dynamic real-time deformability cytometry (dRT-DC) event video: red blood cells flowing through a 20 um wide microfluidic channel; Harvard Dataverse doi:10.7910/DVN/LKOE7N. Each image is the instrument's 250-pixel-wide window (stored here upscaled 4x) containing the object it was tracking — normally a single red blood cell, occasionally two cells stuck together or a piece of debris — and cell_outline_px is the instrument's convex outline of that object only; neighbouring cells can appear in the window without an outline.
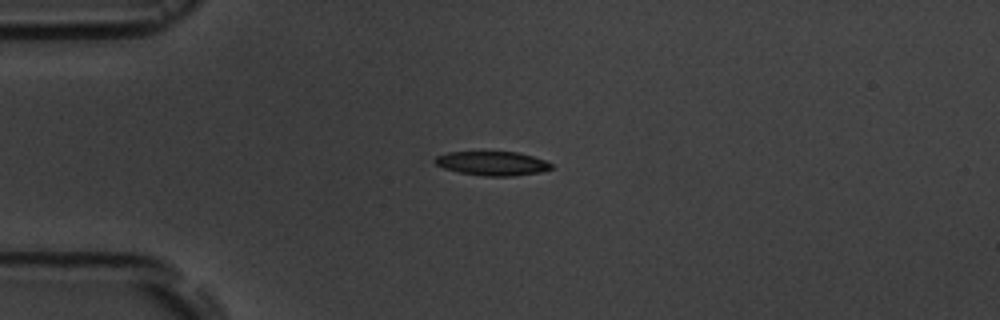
{"species": "common noctule bat (a hibernating species)", "species_latin": "Nyctalus noctula", "temperature_condition": "room temperature", "stored_images_in_passage": 3, "camera_frame_rate_fps": 3000, "um_per_image_px": 0.085, "animal": {"sex": "male", "body_mass_g": 19.5, "forearm_length_mm": 54.6}, "frame": {"image": 1, "passage_image": 2, "time_ms": 1.333, "image_size_px": [1000, 320], "cell_outline_px": [[552, 168], [540, 172], [512, 176], [484, 176], [460, 172], [444, 168], [436, 164], [432, 160], [436, 156], [448, 152], [516, 152], [532, 156], [544, 160], [552, 164]], "centroid_in_image_um": [41.82, 13.89], "position_along_channel_um": 43.2, "area_um2": 16.18}}